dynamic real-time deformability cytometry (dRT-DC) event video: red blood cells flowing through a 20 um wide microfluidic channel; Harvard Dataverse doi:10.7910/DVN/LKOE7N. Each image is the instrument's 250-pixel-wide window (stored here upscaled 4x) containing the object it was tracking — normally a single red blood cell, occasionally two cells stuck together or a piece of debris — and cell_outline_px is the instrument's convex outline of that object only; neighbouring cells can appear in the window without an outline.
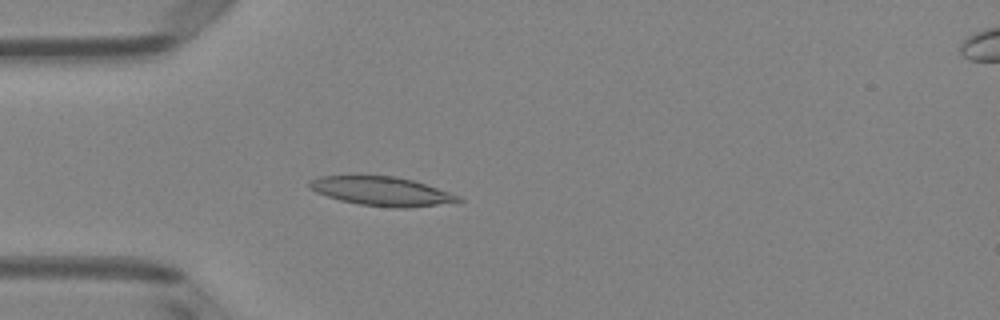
{"species": "Egyptian fruit bat (a non-hibernating species)", "species_latin": "Rousettus aegyptiacus", "temperature_condition": "room temperature", "stored_images_in_passage": 41, "camera_frame_rate_fps": 3000, "um_per_image_px": 0.085, "animal": {"sex": "female"}, "frame": {"image": 1, "passage_image": 5, "time_ms": 1.333, "image_size_px": [1000, 320], "cell_outline_px": [[464, 200], [408, 208], [392, 208], [360, 204], [340, 200], [316, 192], [308, 188], [308, 180], [320, 176], [396, 176], [412, 180], [460, 196]], "centroid_in_image_um": [32.38, 16.25], "position_along_channel_um": 52.6, "area_um2": 24.8}}
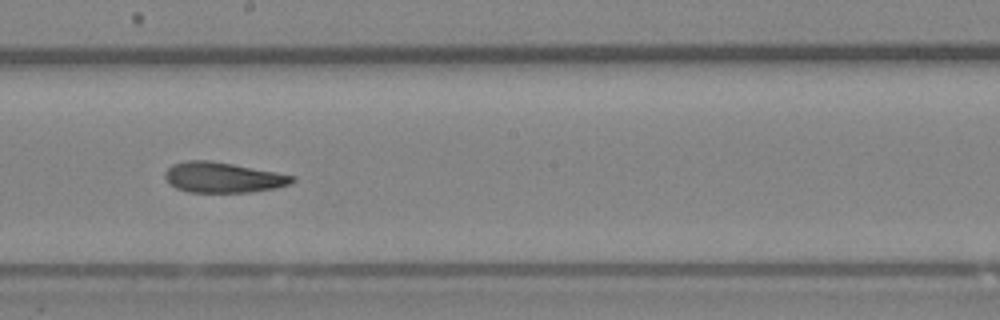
{"frame": {"image": 2, "passage_image": 19, "time_ms": 6.0, "image_size_px": [1000, 320], "cell_outline_px": [[296, 180], [288, 184], [276, 188], [252, 192], [188, 192], [176, 188], [168, 184], [164, 176], [164, 172], [172, 164], [184, 160], [212, 160], [276, 172], [296, 176]], "centroid_in_image_um": [18.92, 15.08], "position_along_channel_um": 229.3, "area_um2": 22.77}}
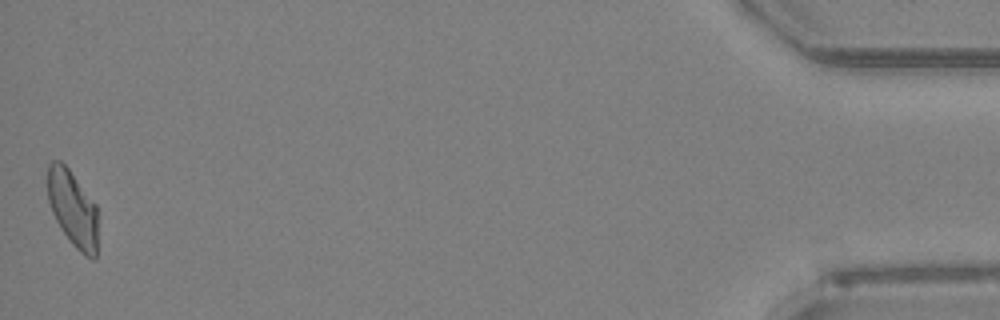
{"frame": {"image": 3, "passage_image": 41, "time_ms": 13.333, "image_size_px": [1000, 320], "cell_outline_px": [[96, 260], [92, 260], [84, 256], [72, 244], [60, 228], [52, 212], [48, 200], [48, 164], [52, 160], [60, 160], [68, 168], [96, 204]], "centroid_in_image_um": [6.17, 17.74], "position_along_channel_um": 429.0, "area_um2": 22.2}, "authors_computed_cell_mechanics": {"area_um2": 23.2934, "velocity_mm_per_s": 3.984, "shape_relaxation_time_tau1_ms": 8.8972, "shape_relaxation_time_tau2_ms": 3.8816, "deformation_change_tau1": 0.1994, "deformation_change_tau2": 0.1237}}